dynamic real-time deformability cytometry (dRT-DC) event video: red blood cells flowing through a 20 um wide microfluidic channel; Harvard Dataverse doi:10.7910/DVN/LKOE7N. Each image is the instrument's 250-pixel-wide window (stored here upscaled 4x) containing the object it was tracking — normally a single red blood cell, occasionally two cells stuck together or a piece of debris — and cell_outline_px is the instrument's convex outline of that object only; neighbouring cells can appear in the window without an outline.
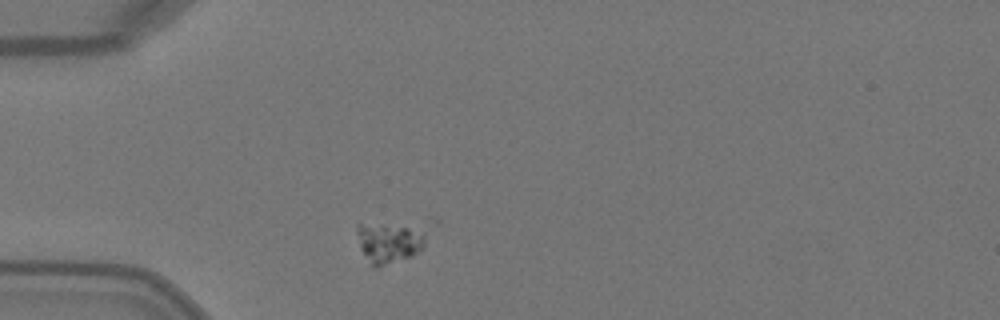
{"species": "Egyptian fruit bat (a non-hibernating species)", "species_latin": "Rousettus aegyptiacus", "temperature_condition": "warm", "stored_images_in_passage": 2, "camera_frame_rate_fps": 3000, "um_per_image_px": 0.085, "animal": {"sex": "female"}, "frame": {"image": 1, "passage_image": 1, "time_ms": 0.0, "image_size_px": [1000, 320], "cell_outline_px": [[424, 248], [420, 252], [412, 256], [380, 268], [372, 268], [360, 248], [356, 228], [356, 224], [380, 224], [408, 228], [424, 236]], "centroid_in_image_um": [32.98, 20.71], "position_along_channel_um": 52.0, "area_um2": 15.84}}